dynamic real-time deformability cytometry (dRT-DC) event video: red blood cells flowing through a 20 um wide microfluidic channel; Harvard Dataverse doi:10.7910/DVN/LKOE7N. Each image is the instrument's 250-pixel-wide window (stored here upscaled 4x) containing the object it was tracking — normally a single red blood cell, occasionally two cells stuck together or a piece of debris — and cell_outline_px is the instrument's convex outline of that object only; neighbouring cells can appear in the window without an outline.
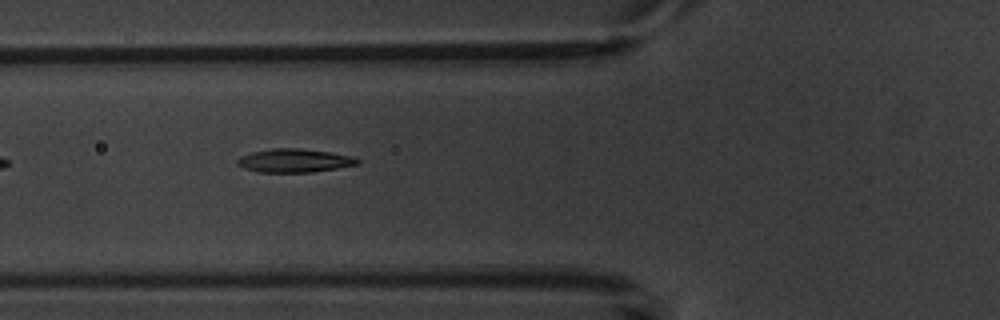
{"species": "common noctule bat (a hibernating species)", "species_latin": "Nyctalus noctula", "temperature_condition": "warm", "stored_images_in_passage": 7, "camera_frame_rate_fps": 3000, "um_per_image_px": 0.085, "animal": {"sex": "male", "body_mass_g": 20.1, "forearm_length_mm": 53.5}, "frame": {"image": 1, "passage_image": 6, "time_ms": 5.667, "image_size_px": [1000, 320], "cell_outline_px": [[360, 160], [356, 164], [336, 168], [312, 172], [256, 172], [244, 168], [236, 164], [236, 160], [240, 156], [252, 152], [272, 148], [300, 148], [328, 152], [352, 156]], "centroid_in_image_um": [24.95, 13.65], "position_along_channel_um": 100.8, "area_um2": 16.36}}
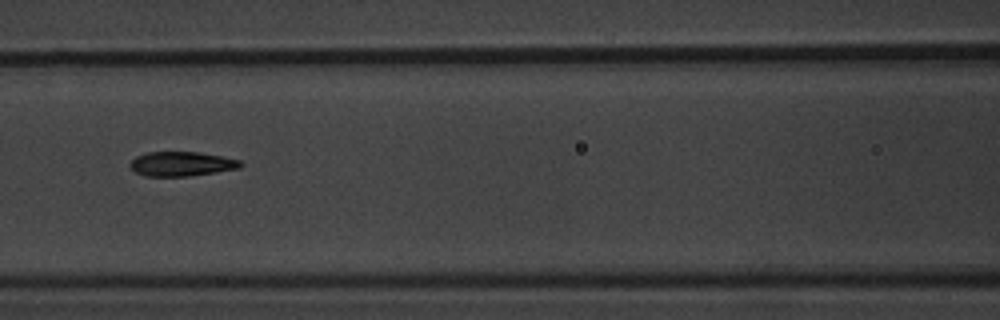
{"frame": {"image": 2, "passage_image": 7, "time_ms": 7.0, "image_size_px": [1000, 320], "cell_outline_px": [[244, 164], [240, 168], [216, 172], [188, 176], [144, 176], [136, 172], [128, 164], [136, 156], [148, 152], [200, 152], [224, 156], [240, 160]], "centroid_in_image_um": [15.46, 13.92], "position_along_channel_um": 151.1, "area_um2": 15.84}}